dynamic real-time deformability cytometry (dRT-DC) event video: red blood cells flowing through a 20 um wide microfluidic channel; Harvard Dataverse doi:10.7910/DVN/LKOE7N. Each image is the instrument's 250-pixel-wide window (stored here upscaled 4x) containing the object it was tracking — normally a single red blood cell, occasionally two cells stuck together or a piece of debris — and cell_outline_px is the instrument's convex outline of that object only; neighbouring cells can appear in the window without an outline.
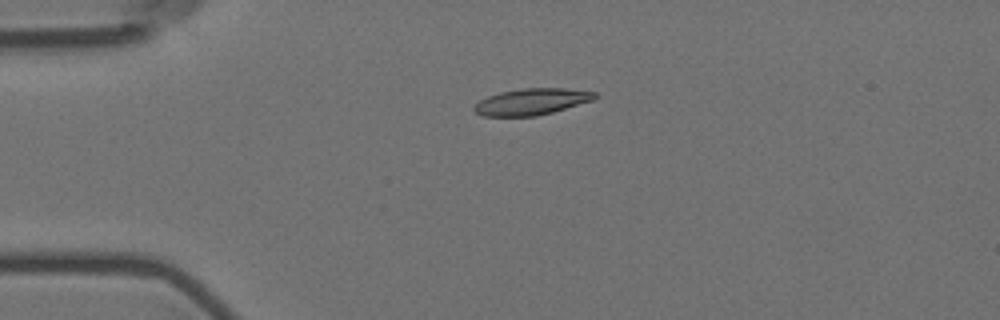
{"species": "Egyptian fruit bat (a non-hibernating species)", "species_latin": "Rousettus aegyptiacus", "temperature_condition": "room temperature", "stored_images_in_passage": 5, "camera_frame_rate_fps": 3000, "um_per_image_px": 0.085, "animal": {"sex": "female"}, "frame": {"image": 1, "passage_image": 4, "time_ms": 1.0, "image_size_px": [1000, 320], "cell_outline_px": [[596, 96], [592, 100], [552, 112], [536, 116], [484, 116], [476, 112], [472, 108], [480, 100], [488, 96], [500, 92], [524, 88], [564, 88], [596, 92]], "centroid_in_image_um": [45.16, 8.64], "position_along_channel_um": 39.8, "area_um2": 18.32}}